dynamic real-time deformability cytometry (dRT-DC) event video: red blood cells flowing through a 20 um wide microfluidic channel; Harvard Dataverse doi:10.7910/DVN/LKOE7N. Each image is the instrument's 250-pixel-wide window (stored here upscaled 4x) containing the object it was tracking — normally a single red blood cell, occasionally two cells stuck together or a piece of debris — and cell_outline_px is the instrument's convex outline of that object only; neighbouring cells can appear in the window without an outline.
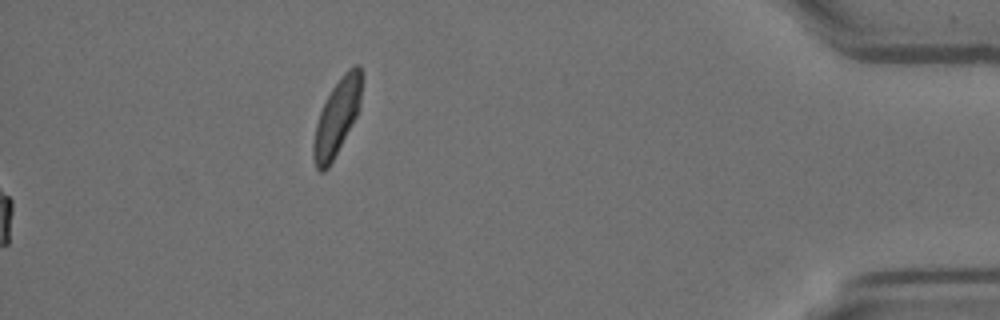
{"species": "Egyptian fruit bat (a non-hibernating species)", "species_latin": "Rousettus aegyptiacus", "temperature_condition": "room temperature", "stored_images_in_passage": 38, "camera_frame_rate_fps": 3000, "um_per_image_px": 0.085, "animal": {"sex": "female"}, "frame": {"image": 1, "passage_image": 38, "time_ms": 12.333, "image_size_px": [1000, 320], "cell_outline_px": [[360, 108], [356, 116], [328, 168], [324, 172], [320, 172], [316, 168], [312, 156], [312, 144], [316, 124], [320, 112], [332, 88], [340, 76], [348, 68], [356, 64], [360, 64]], "centroid_in_image_um": [28.6, 9.99], "position_along_channel_um": 406.6, "area_um2": 20.92}, "authors_computed_cell_mechanics": {"area_um2": 18.3226, "velocity_mm_per_s": 3.5676, "shape_relaxation_time_tau1_ms": 3.3983, "shape_relaxation_time_tau2_ms": 1.9196, "deformation_change_tau1": 0.1108, "deformation_change_tau2": 0.0569}}